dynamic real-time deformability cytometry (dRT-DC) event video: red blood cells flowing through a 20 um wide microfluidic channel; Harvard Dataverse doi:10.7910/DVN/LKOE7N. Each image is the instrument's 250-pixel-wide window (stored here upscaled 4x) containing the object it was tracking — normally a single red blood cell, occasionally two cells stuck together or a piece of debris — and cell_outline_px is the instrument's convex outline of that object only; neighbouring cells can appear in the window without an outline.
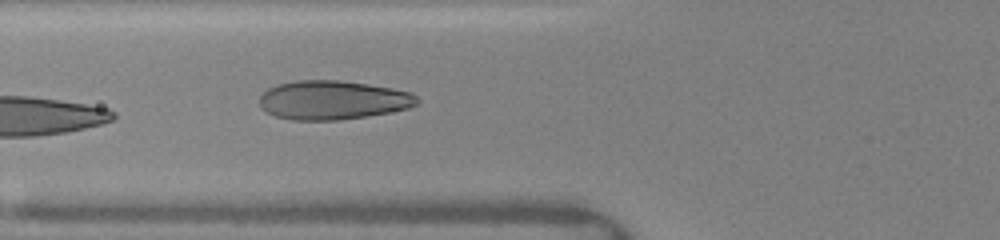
{"species": "human", "species_latin": "Homo sapiens", "temperature_condition": "warm", "stored_images_in_passage": 7, "camera_frame_rate_fps": 3000, "um_per_image_px": 0.085, "donor": {"sex": "female"}, "frame": {"image": 1, "passage_image": 7, "time_ms": 4.0, "image_size_px": [1000, 240], "cell_outline_px": [[420, 100], [416, 104], [408, 108], [388, 112], [364, 116], [336, 120], [292, 120], [276, 116], [268, 112], [260, 104], [260, 96], [268, 88], [280, 84], [296, 80], [340, 80], [368, 84], [392, 88], [412, 92]], "centroid_in_image_um": [28.3, 8.49], "position_along_channel_um": 97.5, "area_um2": 35.49}}